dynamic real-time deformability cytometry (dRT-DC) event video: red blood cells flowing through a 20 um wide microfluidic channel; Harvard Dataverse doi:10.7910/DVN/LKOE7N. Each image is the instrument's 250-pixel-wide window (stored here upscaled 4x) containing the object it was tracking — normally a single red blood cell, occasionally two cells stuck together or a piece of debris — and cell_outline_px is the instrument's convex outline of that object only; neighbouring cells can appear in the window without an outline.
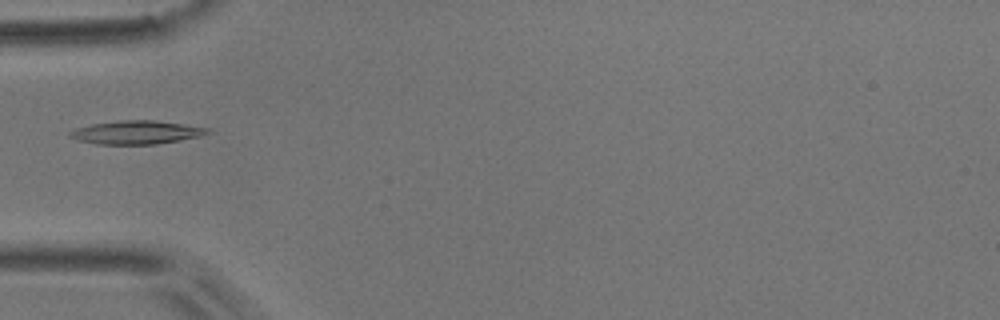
{"species": "common noctule bat (a hibernating species)", "species_latin": "Nyctalus noctula", "temperature_condition": "room temperature", "stored_images_in_passage": 3, "camera_frame_rate_fps": 3000, "um_per_image_px": 0.085, "animal": {"sex": "male", "body_mass_g": 17.9}, "frame": {"image": 1, "passage_image": 2, "time_ms": 0.333, "image_size_px": [1000, 320], "cell_outline_px": [[212, 132], [200, 136], [180, 140], [156, 144], [96, 144], [80, 140], [68, 136], [68, 132], [76, 128], [92, 124], [120, 120], [156, 120], [208, 128]], "centroid_in_image_um": [11.59, 11.25], "position_along_channel_um": 73.4, "area_um2": 18.67}}
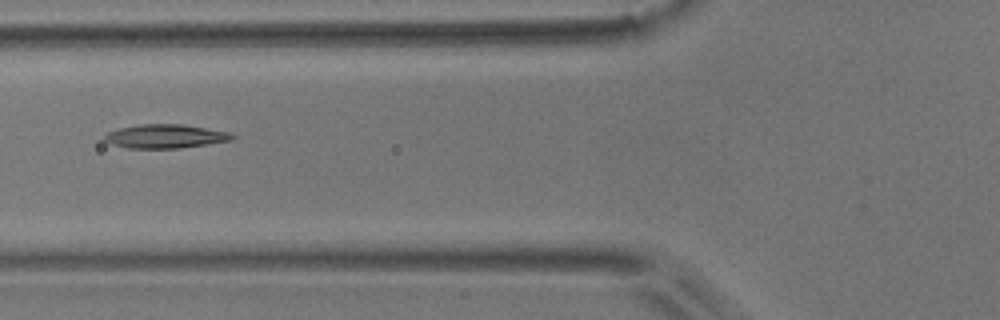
{"frame": {"image": 2, "passage_image": 3, "time_ms": 0.667, "image_size_px": [1000, 320], "cell_outline_px": [[236, 136], [232, 140], [208, 144], [180, 148], [128, 148], [112, 144], [104, 140], [104, 136], [108, 132], [120, 128], [136, 124], [184, 124], [228, 132]], "centroid_in_image_um": [14.05, 11.58], "position_along_channel_um": 111.7, "area_um2": 17.69}}